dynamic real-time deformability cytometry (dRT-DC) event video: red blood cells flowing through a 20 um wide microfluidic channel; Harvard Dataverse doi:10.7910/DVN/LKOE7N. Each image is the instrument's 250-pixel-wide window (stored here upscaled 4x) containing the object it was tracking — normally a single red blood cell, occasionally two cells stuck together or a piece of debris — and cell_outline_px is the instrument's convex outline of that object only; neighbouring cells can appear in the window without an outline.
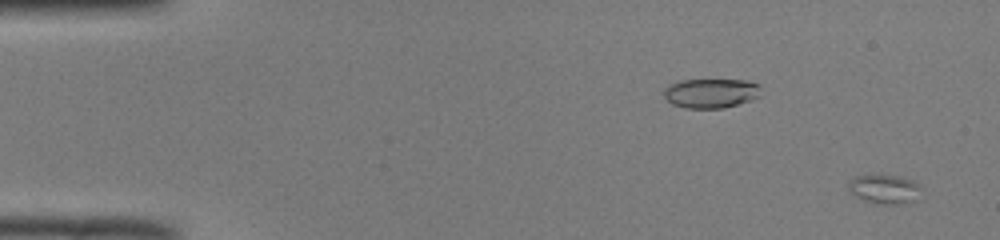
{"species": "common noctule bat (a hibernating species)", "species_latin": "Nyctalus noctula", "temperature_condition": "room temperature", "stored_images_in_passage": 51, "camera_frame_rate_fps": 3000, "um_per_image_px": 0.085, "animal": {"sex": "male", "body_mass_g": 19.0, "forearm_length_mm": 50.8}, "frame": {"image": 1, "passage_image": 2, "time_ms": 0.333, "image_size_px": [1000, 240], "cell_outline_px": [[924, 188], [912, 200], [896, 204], [876, 204], [864, 200], [856, 196], [848, 188], [848, 184], [856, 176], [900, 176], [912, 180], [920, 184]], "centroid_in_image_um": [75.21, 16.08], "position_along_channel_um": 9.8, "area_um2": 12.02}}
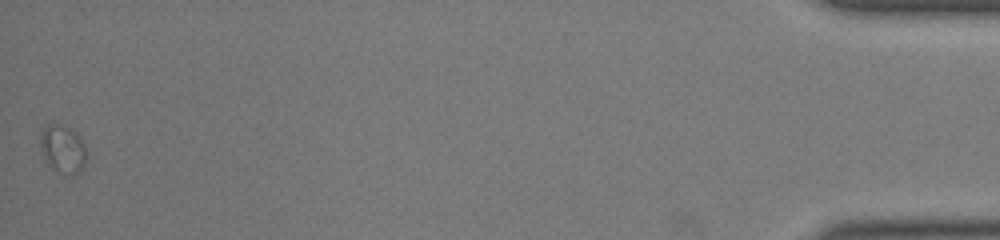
{"frame": {"image": 2, "passage_image": 51, "time_ms": 16.667, "image_size_px": [1000, 240], "cell_outline_px": [[88, 156], [80, 172], [72, 172], [56, 168], [48, 164], [40, 148], [40, 132], [48, 124], [56, 124], [68, 128], [76, 132], [84, 144]], "centroid_in_image_um": [5.34, 12.6], "position_along_channel_um": 429.9, "area_um2": 12.37}}